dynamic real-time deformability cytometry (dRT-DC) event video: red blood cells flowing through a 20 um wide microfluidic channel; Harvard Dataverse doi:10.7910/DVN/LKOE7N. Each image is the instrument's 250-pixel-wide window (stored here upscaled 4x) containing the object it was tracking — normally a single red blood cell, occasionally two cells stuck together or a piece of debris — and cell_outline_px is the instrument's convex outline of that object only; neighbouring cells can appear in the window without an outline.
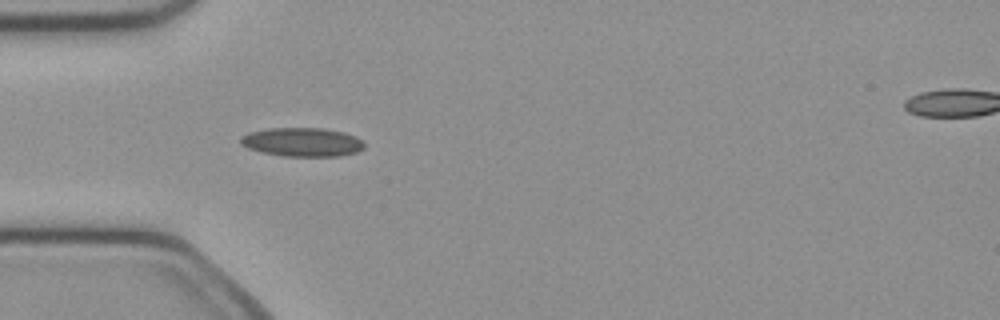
{"species": "common noctule bat (a hibernating species)", "species_latin": "Nyctalus noctula", "temperature_condition": "cold", "stored_images_in_passage": 39, "camera_frame_rate_fps": 3000, "um_per_image_px": 0.085, "animal": {"sex": "female", "body_mass_g": 21.9}, "frame": {"image": 1, "passage_image": 5, "time_ms": 1.333, "image_size_px": [1000, 320], "cell_outline_px": [[364, 148], [356, 152], [340, 156], [280, 156], [260, 152], [248, 148], [240, 144], [240, 136], [248, 132], [268, 128], [324, 128], [344, 132], [356, 136], [364, 144]], "centroid_in_image_um": [25.65, 12.07], "position_along_channel_um": 59.3, "area_um2": 20.98}}
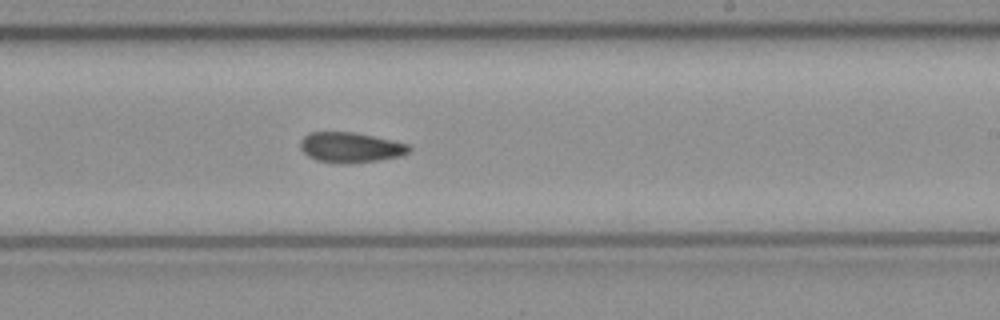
{"frame": {"image": 2, "passage_image": 20, "time_ms": 6.333, "image_size_px": [1000, 320], "cell_outline_px": [[412, 152], [400, 156], [380, 160], [352, 164], [340, 164], [316, 160], [308, 156], [300, 148], [300, 140], [308, 132], [352, 132], [392, 140], [408, 144], [412, 148]], "centroid_in_image_um": [29.8, 12.54], "position_along_channel_um": 259.2, "area_um2": 19.42}}
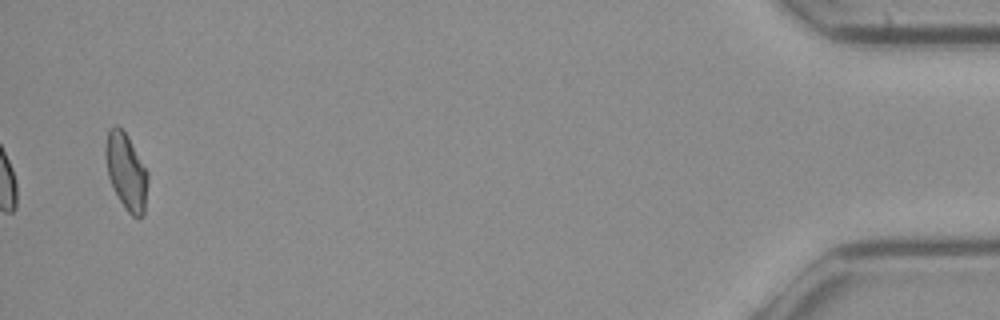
{"frame": {"image": 3, "passage_image": 39, "time_ms": 12.667, "image_size_px": [1000, 320], "cell_outline_px": [[148, 180], [144, 216], [132, 216], [128, 212], [120, 200], [108, 176], [104, 152], [104, 148], [108, 128], [116, 124], [128, 136], [148, 172]], "centroid_in_image_um": [10.72, 14.54], "position_along_channel_um": 424.5, "area_um2": 18.79}, "authors_computed_cell_mechanics": {"area_um2": 19.1318, "velocity_mm_per_s": 4.0341, "shape_relaxation_time_tau1_ms": 4.6704, "shape_relaxation_time_tau2_ms": 3.6643, "deformation_change_tau1": 0.1328, "deformation_change_tau2": 0.1034}}